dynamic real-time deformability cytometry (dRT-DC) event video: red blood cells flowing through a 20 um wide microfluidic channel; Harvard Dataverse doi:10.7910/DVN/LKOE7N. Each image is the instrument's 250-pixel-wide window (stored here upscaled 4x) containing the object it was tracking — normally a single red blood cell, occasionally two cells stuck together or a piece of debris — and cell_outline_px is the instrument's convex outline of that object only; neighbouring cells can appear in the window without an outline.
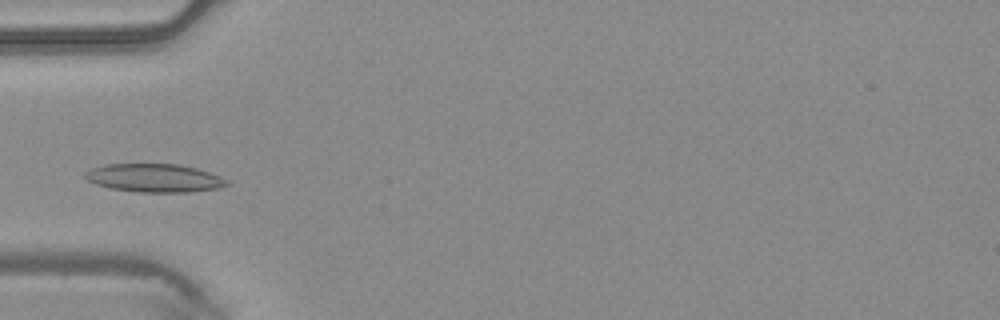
{"species": "common noctule bat (a hibernating species)", "species_latin": "Nyctalus noctula", "temperature_condition": "warm", "stored_images_in_passage": 3, "camera_frame_rate_fps": 3000, "um_per_image_px": 0.085, "animal": {"sex": "male", "body_mass_g": 20.4}, "frame": {"image": 1, "passage_image": 3, "time_ms": 0.667, "image_size_px": [1000, 320], "cell_outline_px": [[232, 184], [220, 188], [188, 192], [140, 192], [108, 188], [96, 184], [88, 180], [84, 176], [84, 172], [92, 168], [108, 164], [180, 164], [196, 168], [220, 176], [228, 180]], "centroid_in_image_um": [13.15, 15.13], "position_along_channel_um": 71.8, "area_um2": 23.47}}